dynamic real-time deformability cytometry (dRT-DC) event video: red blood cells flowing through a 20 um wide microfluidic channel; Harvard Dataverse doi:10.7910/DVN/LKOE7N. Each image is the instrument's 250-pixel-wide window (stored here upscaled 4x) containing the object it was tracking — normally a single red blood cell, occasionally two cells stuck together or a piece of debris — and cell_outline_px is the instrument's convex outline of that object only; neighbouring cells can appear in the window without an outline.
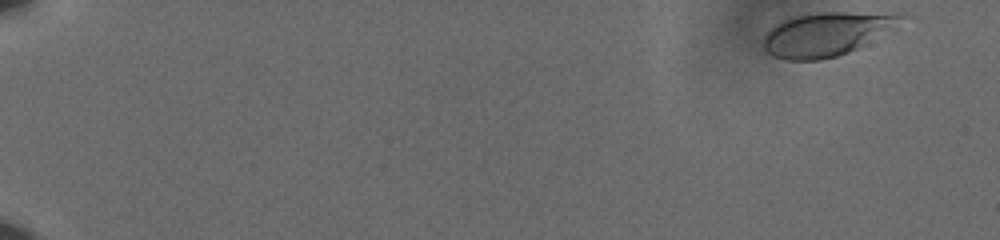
{"species": "human", "species_latin": "Homo sapiens", "temperature_condition": "cold", "stored_images_in_passage": 53, "camera_frame_rate_fps": 3000, "um_per_image_px": 0.085, "donor": {"sex": "male"}, "frame": {"image": 1, "passage_image": 1, "time_ms": 0.0, "image_size_px": [1000, 240], "cell_outline_px": [[908, 16], [864, 44], [848, 52], [836, 56], [820, 60], [784, 60], [772, 56], [764, 52], [764, 36], [776, 24], [784, 20], [796, 16], [820, 12], [904, 12]], "centroid_in_image_um": [70.23, 2.88], "position_along_channel_um": 14.8, "area_um2": 34.68}}
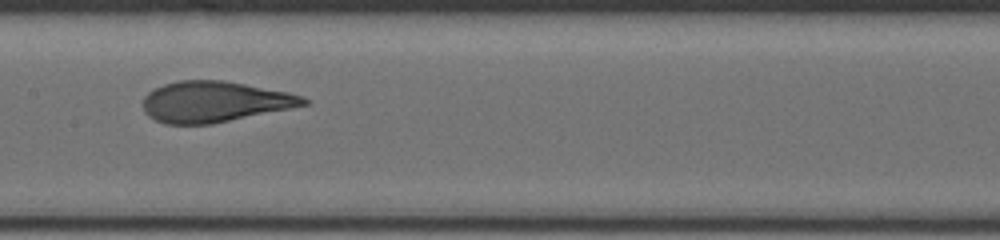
{"frame": {"image": 2, "passage_image": 31, "time_ms": 10.0, "image_size_px": [1000, 240], "cell_outline_px": [[312, 104], [212, 124], [164, 124], [148, 116], [144, 112], [144, 96], [148, 92], [164, 84], [176, 80], [224, 80], [288, 92], [304, 96], [312, 100]], "centroid_in_image_um": [18.28, 8.65], "position_along_channel_um": 189.1, "area_um2": 38.49}}
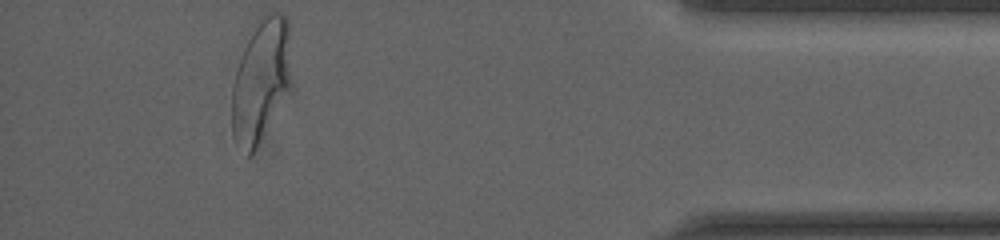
{"frame": {"image": 3, "passage_image": 53, "time_ms": 17.333, "image_size_px": [1000, 240], "cell_outline_px": [[296, 88], [252, 156], [248, 156], [232, 136], [232, 88], [236, 72], [244, 48], [256, 20], [272, 12], [280, 12], [288, 20]], "centroid_in_image_um": [22.3, 6.9], "position_along_channel_um": 412.9, "area_um2": 44.85}, "authors_computed_cell_mechanics": {"area_um2": 37.859, "velocity_mm_per_s": 3.6084, "shape_relaxation_time_tau1_ms": 3.7757, "shape_relaxation_time_tau2_ms": null, "deformation_change_tau1": 0.1683, "deformation_change_tau2": null}}